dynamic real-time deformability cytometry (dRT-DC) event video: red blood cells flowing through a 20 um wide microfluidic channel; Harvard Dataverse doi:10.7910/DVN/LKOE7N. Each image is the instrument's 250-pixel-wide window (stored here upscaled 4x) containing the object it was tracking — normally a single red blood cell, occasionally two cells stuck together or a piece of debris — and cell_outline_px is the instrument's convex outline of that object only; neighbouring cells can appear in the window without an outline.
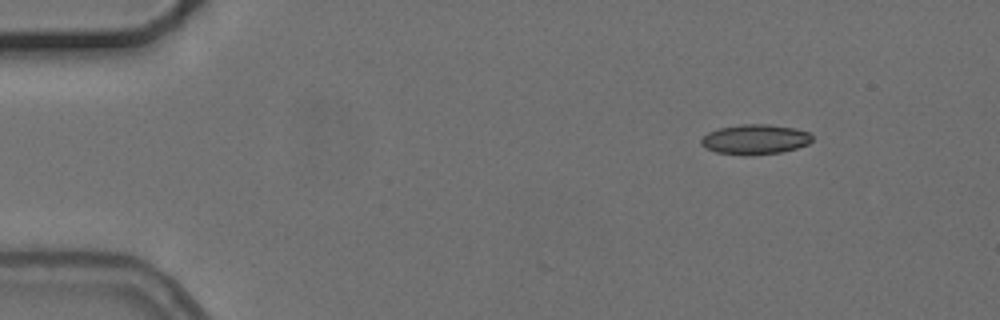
{"species": "common noctule bat (a hibernating species)", "species_latin": "Nyctalus noctula", "temperature_condition": "cold", "stored_images_in_passage": 2, "camera_frame_rate_fps": 3000, "um_per_image_px": 0.085, "animal": {"sex": "female", "body_mass_g": 24.6, "forearm_length_mm": 56.2}, "frame": {"image": 1, "passage_image": 1, "time_ms": 0.0, "image_size_px": [1000, 320], "cell_outline_px": [[812, 140], [808, 144], [796, 148], [780, 152], [748, 156], [744, 156], [716, 152], [704, 148], [700, 144], [700, 140], [708, 132], [716, 128], [740, 124], [768, 124], [796, 128], [808, 132], [812, 136]], "centroid_in_image_um": [64.14, 11.85], "position_along_channel_um": 20.9, "area_um2": 19.65}}